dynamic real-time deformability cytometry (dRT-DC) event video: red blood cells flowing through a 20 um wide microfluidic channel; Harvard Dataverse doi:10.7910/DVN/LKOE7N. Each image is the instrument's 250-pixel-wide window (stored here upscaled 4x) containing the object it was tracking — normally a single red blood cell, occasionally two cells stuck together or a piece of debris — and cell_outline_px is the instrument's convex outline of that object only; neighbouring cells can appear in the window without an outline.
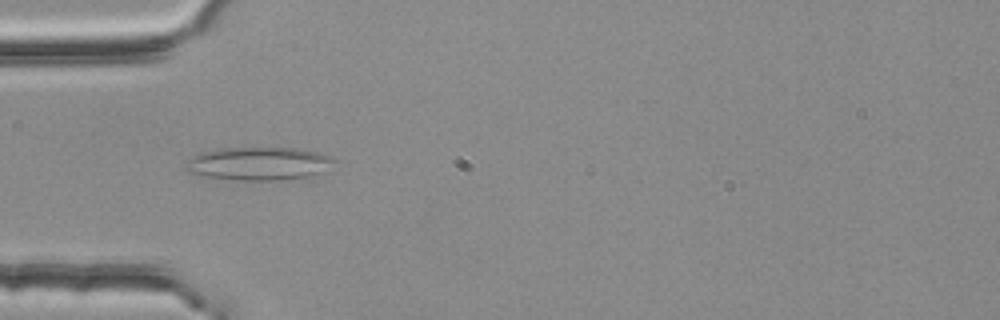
{"species": "common noctule bat (a hibernating species)", "species_latin": "Nyctalus noctula", "temperature_condition": "room temperature", "stored_images_in_passage": 2, "camera_frame_rate_fps": 3000, "um_per_image_px": 0.085, "animal": {"sex": "female", "body_mass_g": 25.1}, "frame": {"image": 1, "passage_image": 1, "time_ms": 0.0, "image_size_px": [1000, 320], "cell_outline_px": [[336, 160], [316, 172], [308, 176], [280, 180], [240, 180], [204, 176], [188, 172], [184, 168], [188, 160], [192, 156], [200, 152], [220, 148], [300, 148], [320, 152], [332, 156]], "centroid_in_image_um": [21.92, 13.89], "position_along_channel_um": 63.1, "area_um2": 28.38}}